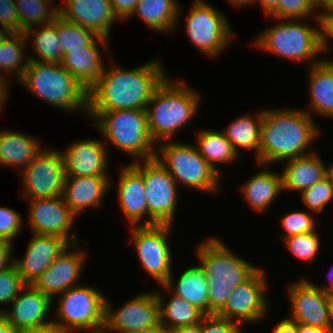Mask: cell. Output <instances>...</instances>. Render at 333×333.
Segmentation results:
<instances>
[{"label": "cell", "mask_w": 333, "mask_h": 333, "mask_svg": "<svg viewBox=\"0 0 333 333\" xmlns=\"http://www.w3.org/2000/svg\"><path fill=\"white\" fill-rule=\"evenodd\" d=\"M113 56L106 61L100 78L88 89L86 118L92 122L100 113L113 110H145L154 91L169 76L162 59H149L133 67L118 65Z\"/></svg>", "instance_id": "obj_1"}, {"label": "cell", "mask_w": 333, "mask_h": 333, "mask_svg": "<svg viewBox=\"0 0 333 333\" xmlns=\"http://www.w3.org/2000/svg\"><path fill=\"white\" fill-rule=\"evenodd\" d=\"M316 121L303 108L294 105L263 107L259 164L273 168L317 150L313 144L322 136V128Z\"/></svg>", "instance_id": "obj_2"}, {"label": "cell", "mask_w": 333, "mask_h": 333, "mask_svg": "<svg viewBox=\"0 0 333 333\" xmlns=\"http://www.w3.org/2000/svg\"><path fill=\"white\" fill-rule=\"evenodd\" d=\"M182 78L169 75L154 91L145 109L149 132L156 144L176 140L175 136L200 113V91Z\"/></svg>", "instance_id": "obj_3"}, {"label": "cell", "mask_w": 333, "mask_h": 333, "mask_svg": "<svg viewBox=\"0 0 333 333\" xmlns=\"http://www.w3.org/2000/svg\"><path fill=\"white\" fill-rule=\"evenodd\" d=\"M224 241L210 234L194 247L193 255L208 281L209 314H216L230 293L260 267L235 253Z\"/></svg>", "instance_id": "obj_4"}, {"label": "cell", "mask_w": 333, "mask_h": 333, "mask_svg": "<svg viewBox=\"0 0 333 333\" xmlns=\"http://www.w3.org/2000/svg\"><path fill=\"white\" fill-rule=\"evenodd\" d=\"M270 20L276 23L266 26L252 38L250 46H254V49L291 63H307V66L315 65L324 59L319 19H315L313 24L309 23L311 19Z\"/></svg>", "instance_id": "obj_5"}, {"label": "cell", "mask_w": 333, "mask_h": 333, "mask_svg": "<svg viewBox=\"0 0 333 333\" xmlns=\"http://www.w3.org/2000/svg\"><path fill=\"white\" fill-rule=\"evenodd\" d=\"M16 84L48 106L58 108L63 113H82L86 117L88 90L60 63L29 60L23 76Z\"/></svg>", "instance_id": "obj_6"}, {"label": "cell", "mask_w": 333, "mask_h": 333, "mask_svg": "<svg viewBox=\"0 0 333 333\" xmlns=\"http://www.w3.org/2000/svg\"><path fill=\"white\" fill-rule=\"evenodd\" d=\"M91 124L96 132L102 135L99 138L104 140L109 152L113 146L114 149L128 154L130 158L132 157L129 163L156 157L157 144L149 132L146 110L105 111Z\"/></svg>", "instance_id": "obj_7"}, {"label": "cell", "mask_w": 333, "mask_h": 333, "mask_svg": "<svg viewBox=\"0 0 333 333\" xmlns=\"http://www.w3.org/2000/svg\"><path fill=\"white\" fill-rule=\"evenodd\" d=\"M157 160L168 170L179 188L217 195L222 177L200 155L190 141L167 140L156 146Z\"/></svg>", "instance_id": "obj_8"}, {"label": "cell", "mask_w": 333, "mask_h": 333, "mask_svg": "<svg viewBox=\"0 0 333 333\" xmlns=\"http://www.w3.org/2000/svg\"><path fill=\"white\" fill-rule=\"evenodd\" d=\"M106 294L93 284L69 288L52 300V323L69 333L104 329Z\"/></svg>", "instance_id": "obj_9"}, {"label": "cell", "mask_w": 333, "mask_h": 333, "mask_svg": "<svg viewBox=\"0 0 333 333\" xmlns=\"http://www.w3.org/2000/svg\"><path fill=\"white\" fill-rule=\"evenodd\" d=\"M207 0H194L185 19L184 32L189 42L206 58L215 61L232 48L235 32L230 18ZM231 45V46H230Z\"/></svg>", "instance_id": "obj_10"}, {"label": "cell", "mask_w": 333, "mask_h": 333, "mask_svg": "<svg viewBox=\"0 0 333 333\" xmlns=\"http://www.w3.org/2000/svg\"><path fill=\"white\" fill-rule=\"evenodd\" d=\"M174 227V228H173ZM129 229V230H128ZM175 225L153 224L130 226L127 228L129 244L132 243L143 272L156 285H164L171 275L174 265L172 256V235Z\"/></svg>", "instance_id": "obj_11"}, {"label": "cell", "mask_w": 333, "mask_h": 333, "mask_svg": "<svg viewBox=\"0 0 333 333\" xmlns=\"http://www.w3.org/2000/svg\"><path fill=\"white\" fill-rule=\"evenodd\" d=\"M142 176L146 189L148 225H174L178 215L181 189L168 170L157 160H139L130 163ZM180 197V198H179Z\"/></svg>", "instance_id": "obj_12"}, {"label": "cell", "mask_w": 333, "mask_h": 333, "mask_svg": "<svg viewBox=\"0 0 333 333\" xmlns=\"http://www.w3.org/2000/svg\"><path fill=\"white\" fill-rule=\"evenodd\" d=\"M261 266L229 295L216 315L238 323L242 328L267 321L271 312L268 300L269 279ZM268 291V292H267ZM244 325V326H243Z\"/></svg>", "instance_id": "obj_13"}, {"label": "cell", "mask_w": 333, "mask_h": 333, "mask_svg": "<svg viewBox=\"0 0 333 333\" xmlns=\"http://www.w3.org/2000/svg\"><path fill=\"white\" fill-rule=\"evenodd\" d=\"M46 147L17 176L23 200L62 196L66 171L59 147Z\"/></svg>", "instance_id": "obj_14"}, {"label": "cell", "mask_w": 333, "mask_h": 333, "mask_svg": "<svg viewBox=\"0 0 333 333\" xmlns=\"http://www.w3.org/2000/svg\"><path fill=\"white\" fill-rule=\"evenodd\" d=\"M135 294L118 307L106 295L104 329L107 332L140 333L160 322L159 303L154 288Z\"/></svg>", "instance_id": "obj_15"}, {"label": "cell", "mask_w": 333, "mask_h": 333, "mask_svg": "<svg viewBox=\"0 0 333 333\" xmlns=\"http://www.w3.org/2000/svg\"><path fill=\"white\" fill-rule=\"evenodd\" d=\"M24 201L29 207L27 225L30 233L59 236L69 244L84 240L78 237V228L75 226L78 217L65 204L62 196Z\"/></svg>", "instance_id": "obj_16"}, {"label": "cell", "mask_w": 333, "mask_h": 333, "mask_svg": "<svg viewBox=\"0 0 333 333\" xmlns=\"http://www.w3.org/2000/svg\"><path fill=\"white\" fill-rule=\"evenodd\" d=\"M286 286L284 292L290 312L284 316L306 326L330 330L329 293L323 292L304 275Z\"/></svg>", "instance_id": "obj_17"}, {"label": "cell", "mask_w": 333, "mask_h": 333, "mask_svg": "<svg viewBox=\"0 0 333 333\" xmlns=\"http://www.w3.org/2000/svg\"><path fill=\"white\" fill-rule=\"evenodd\" d=\"M88 243L85 239L82 242L70 244L32 286L53 300L69 288L80 285L79 278H83L84 265H87L86 260L89 261L85 246Z\"/></svg>", "instance_id": "obj_18"}, {"label": "cell", "mask_w": 333, "mask_h": 333, "mask_svg": "<svg viewBox=\"0 0 333 333\" xmlns=\"http://www.w3.org/2000/svg\"><path fill=\"white\" fill-rule=\"evenodd\" d=\"M66 177L111 176V153L102 139L90 137L75 139L60 149Z\"/></svg>", "instance_id": "obj_19"}, {"label": "cell", "mask_w": 333, "mask_h": 333, "mask_svg": "<svg viewBox=\"0 0 333 333\" xmlns=\"http://www.w3.org/2000/svg\"><path fill=\"white\" fill-rule=\"evenodd\" d=\"M52 304L50 297L25 285L1 314L17 331L40 328L52 323Z\"/></svg>", "instance_id": "obj_20"}, {"label": "cell", "mask_w": 333, "mask_h": 333, "mask_svg": "<svg viewBox=\"0 0 333 333\" xmlns=\"http://www.w3.org/2000/svg\"><path fill=\"white\" fill-rule=\"evenodd\" d=\"M31 234L24 254L13 258V263L26 285H32L70 245L59 236Z\"/></svg>", "instance_id": "obj_21"}, {"label": "cell", "mask_w": 333, "mask_h": 333, "mask_svg": "<svg viewBox=\"0 0 333 333\" xmlns=\"http://www.w3.org/2000/svg\"><path fill=\"white\" fill-rule=\"evenodd\" d=\"M114 181L112 176L66 177L62 197L69 209L82 218L87 210L103 208L105 198L115 188Z\"/></svg>", "instance_id": "obj_22"}, {"label": "cell", "mask_w": 333, "mask_h": 333, "mask_svg": "<svg viewBox=\"0 0 333 333\" xmlns=\"http://www.w3.org/2000/svg\"><path fill=\"white\" fill-rule=\"evenodd\" d=\"M118 172L115 195L118 198V207L125 216L126 223H129L128 227L148 225V206L143 176L130 163L122 164Z\"/></svg>", "instance_id": "obj_23"}, {"label": "cell", "mask_w": 333, "mask_h": 333, "mask_svg": "<svg viewBox=\"0 0 333 333\" xmlns=\"http://www.w3.org/2000/svg\"><path fill=\"white\" fill-rule=\"evenodd\" d=\"M59 15L76 25L111 39L112 28L118 22L110 0H63Z\"/></svg>", "instance_id": "obj_24"}, {"label": "cell", "mask_w": 333, "mask_h": 333, "mask_svg": "<svg viewBox=\"0 0 333 333\" xmlns=\"http://www.w3.org/2000/svg\"><path fill=\"white\" fill-rule=\"evenodd\" d=\"M110 44V39L100 36L92 45L64 54L60 64L88 90L103 73L104 57L112 55Z\"/></svg>", "instance_id": "obj_25"}, {"label": "cell", "mask_w": 333, "mask_h": 333, "mask_svg": "<svg viewBox=\"0 0 333 333\" xmlns=\"http://www.w3.org/2000/svg\"><path fill=\"white\" fill-rule=\"evenodd\" d=\"M257 165L259 170L246 177L237 188L249 209L264 214L282 196V176L279 170L271 169V165Z\"/></svg>", "instance_id": "obj_26"}, {"label": "cell", "mask_w": 333, "mask_h": 333, "mask_svg": "<svg viewBox=\"0 0 333 333\" xmlns=\"http://www.w3.org/2000/svg\"><path fill=\"white\" fill-rule=\"evenodd\" d=\"M41 138L14 129H0V167L18 174L46 147Z\"/></svg>", "instance_id": "obj_27"}, {"label": "cell", "mask_w": 333, "mask_h": 333, "mask_svg": "<svg viewBox=\"0 0 333 333\" xmlns=\"http://www.w3.org/2000/svg\"><path fill=\"white\" fill-rule=\"evenodd\" d=\"M307 88L309 98L303 109L312 117L333 120V68L323 59L321 62L308 66ZM317 114V115H315ZM314 116V117H313Z\"/></svg>", "instance_id": "obj_28"}, {"label": "cell", "mask_w": 333, "mask_h": 333, "mask_svg": "<svg viewBox=\"0 0 333 333\" xmlns=\"http://www.w3.org/2000/svg\"><path fill=\"white\" fill-rule=\"evenodd\" d=\"M321 154L315 150L308 155L288 159L279 165L280 168L282 167L279 170L282 176L283 193L300 194L326 177V163Z\"/></svg>", "instance_id": "obj_29"}, {"label": "cell", "mask_w": 333, "mask_h": 333, "mask_svg": "<svg viewBox=\"0 0 333 333\" xmlns=\"http://www.w3.org/2000/svg\"><path fill=\"white\" fill-rule=\"evenodd\" d=\"M184 8L179 0H139L129 19L137 17L150 31L173 35L178 33Z\"/></svg>", "instance_id": "obj_30"}, {"label": "cell", "mask_w": 333, "mask_h": 333, "mask_svg": "<svg viewBox=\"0 0 333 333\" xmlns=\"http://www.w3.org/2000/svg\"><path fill=\"white\" fill-rule=\"evenodd\" d=\"M263 108L252 113L241 112L229 121L221 130L231 142L236 153L242 157V151L251 152L254 164H259V149Z\"/></svg>", "instance_id": "obj_31"}, {"label": "cell", "mask_w": 333, "mask_h": 333, "mask_svg": "<svg viewBox=\"0 0 333 333\" xmlns=\"http://www.w3.org/2000/svg\"><path fill=\"white\" fill-rule=\"evenodd\" d=\"M196 263L193 262V265L189 264L183 271H180L177 279L174 277L175 270L173 268L165 285L174 294L187 300L205 315H209L208 281L203 268L198 262Z\"/></svg>", "instance_id": "obj_32"}, {"label": "cell", "mask_w": 333, "mask_h": 333, "mask_svg": "<svg viewBox=\"0 0 333 333\" xmlns=\"http://www.w3.org/2000/svg\"><path fill=\"white\" fill-rule=\"evenodd\" d=\"M193 133L196 136L194 145L198 152L222 178V165L229 167L242 159L222 130L199 127Z\"/></svg>", "instance_id": "obj_33"}, {"label": "cell", "mask_w": 333, "mask_h": 333, "mask_svg": "<svg viewBox=\"0 0 333 333\" xmlns=\"http://www.w3.org/2000/svg\"><path fill=\"white\" fill-rule=\"evenodd\" d=\"M154 290L159 303L160 323L170 329L198 324L205 316L201 310L174 294L165 284Z\"/></svg>", "instance_id": "obj_34"}, {"label": "cell", "mask_w": 333, "mask_h": 333, "mask_svg": "<svg viewBox=\"0 0 333 333\" xmlns=\"http://www.w3.org/2000/svg\"><path fill=\"white\" fill-rule=\"evenodd\" d=\"M24 34L28 48L32 47V50H28L29 60L61 63L63 54L56 34V18L51 23L30 28Z\"/></svg>", "instance_id": "obj_35"}, {"label": "cell", "mask_w": 333, "mask_h": 333, "mask_svg": "<svg viewBox=\"0 0 333 333\" xmlns=\"http://www.w3.org/2000/svg\"><path fill=\"white\" fill-rule=\"evenodd\" d=\"M26 49L29 50L24 33H10L0 43V76L8 82L17 83L23 76L29 63Z\"/></svg>", "instance_id": "obj_36"}, {"label": "cell", "mask_w": 333, "mask_h": 333, "mask_svg": "<svg viewBox=\"0 0 333 333\" xmlns=\"http://www.w3.org/2000/svg\"><path fill=\"white\" fill-rule=\"evenodd\" d=\"M322 235L323 234L317 229L314 232L285 238L282 243L284 248L292 254L296 261L299 260L301 264L303 262V264L305 263L306 265L312 266L313 263L319 259L318 256L322 251Z\"/></svg>", "instance_id": "obj_37"}, {"label": "cell", "mask_w": 333, "mask_h": 333, "mask_svg": "<svg viewBox=\"0 0 333 333\" xmlns=\"http://www.w3.org/2000/svg\"><path fill=\"white\" fill-rule=\"evenodd\" d=\"M56 34L63 55L70 50L90 46L100 37L96 32L69 22L60 15L56 17Z\"/></svg>", "instance_id": "obj_38"}, {"label": "cell", "mask_w": 333, "mask_h": 333, "mask_svg": "<svg viewBox=\"0 0 333 333\" xmlns=\"http://www.w3.org/2000/svg\"><path fill=\"white\" fill-rule=\"evenodd\" d=\"M23 32L54 21L59 12L43 0H14Z\"/></svg>", "instance_id": "obj_39"}, {"label": "cell", "mask_w": 333, "mask_h": 333, "mask_svg": "<svg viewBox=\"0 0 333 333\" xmlns=\"http://www.w3.org/2000/svg\"><path fill=\"white\" fill-rule=\"evenodd\" d=\"M323 0H278L276 8L265 18L319 19Z\"/></svg>", "instance_id": "obj_40"}, {"label": "cell", "mask_w": 333, "mask_h": 333, "mask_svg": "<svg viewBox=\"0 0 333 333\" xmlns=\"http://www.w3.org/2000/svg\"><path fill=\"white\" fill-rule=\"evenodd\" d=\"M279 218V225L282 228L283 233L280 236L279 241H283L285 238L295 236L298 234H305L314 232L318 229L320 225H318V221L321 219H317L316 216L312 213H309L307 210L297 208V210H288L285 215H281Z\"/></svg>", "instance_id": "obj_41"}, {"label": "cell", "mask_w": 333, "mask_h": 333, "mask_svg": "<svg viewBox=\"0 0 333 333\" xmlns=\"http://www.w3.org/2000/svg\"><path fill=\"white\" fill-rule=\"evenodd\" d=\"M300 201L306 207L309 213L315 214L318 217L324 214L326 207L332 204L333 201V185L327 177L316 182L311 187L303 190L300 194Z\"/></svg>", "instance_id": "obj_42"}, {"label": "cell", "mask_w": 333, "mask_h": 333, "mask_svg": "<svg viewBox=\"0 0 333 333\" xmlns=\"http://www.w3.org/2000/svg\"><path fill=\"white\" fill-rule=\"evenodd\" d=\"M25 285L14 263L0 271V314L11 304Z\"/></svg>", "instance_id": "obj_43"}, {"label": "cell", "mask_w": 333, "mask_h": 333, "mask_svg": "<svg viewBox=\"0 0 333 333\" xmlns=\"http://www.w3.org/2000/svg\"><path fill=\"white\" fill-rule=\"evenodd\" d=\"M25 219L13 208L0 206V239L7 240L15 245L22 229L25 228Z\"/></svg>", "instance_id": "obj_44"}, {"label": "cell", "mask_w": 333, "mask_h": 333, "mask_svg": "<svg viewBox=\"0 0 333 333\" xmlns=\"http://www.w3.org/2000/svg\"><path fill=\"white\" fill-rule=\"evenodd\" d=\"M319 21L322 53L328 56V53L331 54L330 51H333V9L324 1L319 12Z\"/></svg>", "instance_id": "obj_45"}, {"label": "cell", "mask_w": 333, "mask_h": 333, "mask_svg": "<svg viewBox=\"0 0 333 333\" xmlns=\"http://www.w3.org/2000/svg\"><path fill=\"white\" fill-rule=\"evenodd\" d=\"M202 333H247L236 322L216 314L205 315L202 319Z\"/></svg>", "instance_id": "obj_46"}, {"label": "cell", "mask_w": 333, "mask_h": 333, "mask_svg": "<svg viewBox=\"0 0 333 333\" xmlns=\"http://www.w3.org/2000/svg\"><path fill=\"white\" fill-rule=\"evenodd\" d=\"M0 27L9 33H24L14 0H0Z\"/></svg>", "instance_id": "obj_47"}, {"label": "cell", "mask_w": 333, "mask_h": 333, "mask_svg": "<svg viewBox=\"0 0 333 333\" xmlns=\"http://www.w3.org/2000/svg\"><path fill=\"white\" fill-rule=\"evenodd\" d=\"M139 0H110L112 9L120 22H125L132 16Z\"/></svg>", "instance_id": "obj_48"}, {"label": "cell", "mask_w": 333, "mask_h": 333, "mask_svg": "<svg viewBox=\"0 0 333 333\" xmlns=\"http://www.w3.org/2000/svg\"><path fill=\"white\" fill-rule=\"evenodd\" d=\"M15 245L11 242L0 239V271L5 270L13 264Z\"/></svg>", "instance_id": "obj_49"}, {"label": "cell", "mask_w": 333, "mask_h": 333, "mask_svg": "<svg viewBox=\"0 0 333 333\" xmlns=\"http://www.w3.org/2000/svg\"><path fill=\"white\" fill-rule=\"evenodd\" d=\"M272 333H298V323L286 316L280 317V320H276V324L272 327Z\"/></svg>", "instance_id": "obj_50"}, {"label": "cell", "mask_w": 333, "mask_h": 333, "mask_svg": "<svg viewBox=\"0 0 333 333\" xmlns=\"http://www.w3.org/2000/svg\"><path fill=\"white\" fill-rule=\"evenodd\" d=\"M10 82H8V80H6L4 77L0 76V116L5 114L4 112L6 110L8 101L10 98V93L12 92L10 89L12 87V85L10 86Z\"/></svg>", "instance_id": "obj_51"}, {"label": "cell", "mask_w": 333, "mask_h": 333, "mask_svg": "<svg viewBox=\"0 0 333 333\" xmlns=\"http://www.w3.org/2000/svg\"><path fill=\"white\" fill-rule=\"evenodd\" d=\"M17 333H69L62 329L60 326L51 323L49 325L40 327V328H33V329H26V330H19Z\"/></svg>", "instance_id": "obj_52"}, {"label": "cell", "mask_w": 333, "mask_h": 333, "mask_svg": "<svg viewBox=\"0 0 333 333\" xmlns=\"http://www.w3.org/2000/svg\"><path fill=\"white\" fill-rule=\"evenodd\" d=\"M278 0H255V6L260 7L263 16H268L277 6ZM263 11V12H262Z\"/></svg>", "instance_id": "obj_53"}, {"label": "cell", "mask_w": 333, "mask_h": 333, "mask_svg": "<svg viewBox=\"0 0 333 333\" xmlns=\"http://www.w3.org/2000/svg\"><path fill=\"white\" fill-rule=\"evenodd\" d=\"M331 269H329V271H328V275H327V280H328V282L327 283H319V282H317V283H315V282H313L318 288H320L323 292H326V293H329V294H331V293H333V264H332V266L330 267Z\"/></svg>", "instance_id": "obj_54"}, {"label": "cell", "mask_w": 333, "mask_h": 333, "mask_svg": "<svg viewBox=\"0 0 333 333\" xmlns=\"http://www.w3.org/2000/svg\"><path fill=\"white\" fill-rule=\"evenodd\" d=\"M298 333H331V330L306 326L298 323Z\"/></svg>", "instance_id": "obj_55"}, {"label": "cell", "mask_w": 333, "mask_h": 333, "mask_svg": "<svg viewBox=\"0 0 333 333\" xmlns=\"http://www.w3.org/2000/svg\"><path fill=\"white\" fill-rule=\"evenodd\" d=\"M174 333H202V321L195 325L175 329Z\"/></svg>", "instance_id": "obj_56"}, {"label": "cell", "mask_w": 333, "mask_h": 333, "mask_svg": "<svg viewBox=\"0 0 333 333\" xmlns=\"http://www.w3.org/2000/svg\"><path fill=\"white\" fill-rule=\"evenodd\" d=\"M228 4L234 6L235 9H245V7H252L255 4V0H227Z\"/></svg>", "instance_id": "obj_57"}, {"label": "cell", "mask_w": 333, "mask_h": 333, "mask_svg": "<svg viewBox=\"0 0 333 333\" xmlns=\"http://www.w3.org/2000/svg\"><path fill=\"white\" fill-rule=\"evenodd\" d=\"M0 333H17V330L0 314Z\"/></svg>", "instance_id": "obj_58"}, {"label": "cell", "mask_w": 333, "mask_h": 333, "mask_svg": "<svg viewBox=\"0 0 333 333\" xmlns=\"http://www.w3.org/2000/svg\"><path fill=\"white\" fill-rule=\"evenodd\" d=\"M140 333H174V330L159 322L156 326Z\"/></svg>", "instance_id": "obj_59"}, {"label": "cell", "mask_w": 333, "mask_h": 333, "mask_svg": "<svg viewBox=\"0 0 333 333\" xmlns=\"http://www.w3.org/2000/svg\"><path fill=\"white\" fill-rule=\"evenodd\" d=\"M329 321L330 330L333 333V293L329 294Z\"/></svg>", "instance_id": "obj_60"}, {"label": "cell", "mask_w": 333, "mask_h": 333, "mask_svg": "<svg viewBox=\"0 0 333 333\" xmlns=\"http://www.w3.org/2000/svg\"><path fill=\"white\" fill-rule=\"evenodd\" d=\"M331 164H326V177L333 185V162Z\"/></svg>", "instance_id": "obj_61"}, {"label": "cell", "mask_w": 333, "mask_h": 333, "mask_svg": "<svg viewBox=\"0 0 333 333\" xmlns=\"http://www.w3.org/2000/svg\"><path fill=\"white\" fill-rule=\"evenodd\" d=\"M47 3H49L51 6H53L58 12L62 9V5L60 3V5L55 4V2H57V0H43Z\"/></svg>", "instance_id": "obj_62"}, {"label": "cell", "mask_w": 333, "mask_h": 333, "mask_svg": "<svg viewBox=\"0 0 333 333\" xmlns=\"http://www.w3.org/2000/svg\"><path fill=\"white\" fill-rule=\"evenodd\" d=\"M9 32L6 29L0 27V43L9 36Z\"/></svg>", "instance_id": "obj_63"}, {"label": "cell", "mask_w": 333, "mask_h": 333, "mask_svg": "<svg viewBox=\"0 0 333 333\" xmlns=\"http://www.w3.org/2000/svg\"><path fill=\"white\" fill-rule=\"evenodd\" d=\"M333 53V52H332ZM331 57V58H330ZM324 57V59L332 66L333 68V56Z\"/></svg>", "instance_id": "obj_64"}, {"label": "cell", "mask_w": 333, "mask_h": 333, "mask_svg": "<svg viewBox=\"0 0 333 333\" xmlns=\"http://www.w3.org/2000/svg\"><path fill=\"white\" fill-rule=\"evenodd\" d=\"M330 8L333 9V0H323Z\"/></svg>", "instance_id": "obj_65"}, {"label": "cell", "mask_w": 333, "mask_h": 333, "mask_svg": "<svg viewBox=\"0 0 333 333\" xmlns=\"http://www.w3.org/2000/svg\"><path fill=\"white\" fill-rule=\"evenodd\" d=\"M94 333H109V332H107L105 329H102V330L96 331Z\"/></svg>", "instance_id": "obj_66"}]
</instances>
